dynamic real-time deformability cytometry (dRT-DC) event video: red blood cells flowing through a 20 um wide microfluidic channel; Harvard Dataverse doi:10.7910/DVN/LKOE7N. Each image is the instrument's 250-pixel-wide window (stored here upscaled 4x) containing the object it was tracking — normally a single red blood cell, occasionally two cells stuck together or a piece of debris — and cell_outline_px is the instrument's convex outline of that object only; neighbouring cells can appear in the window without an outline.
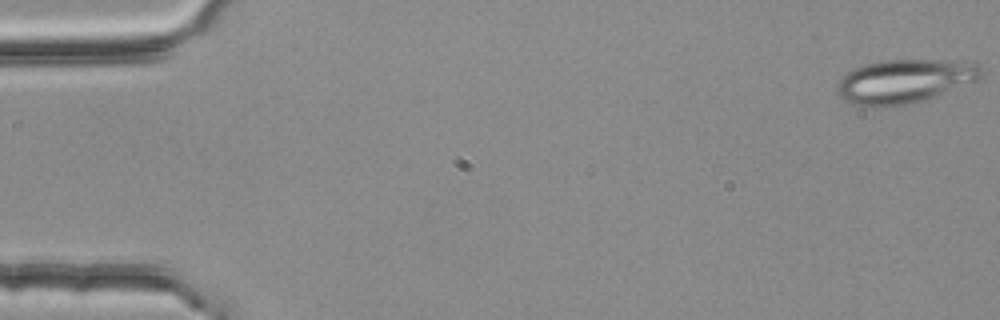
{"species": "common noctule bat (a hibernating species)", "species_latin": "Nyctalus noctula", "temperature_condition": "room temperature", "stored_images_in_passage": 12, "camera_frame_rate_fps": 3000, "um_per_image_px": 0.085, "animal": {"sex": "female", "body_mass_g": 25.1}, "frame": {"image": 1, "passage_image": 1, "time_ms": 0.0, "image_size_px": [1000, 320], "cell_outline_px": [[984, 76], [976, 80], [924, 100], [908, 104], [884, 108], [880, 108], [852, 104], [844, 100], [836, 92], [836, 88], [840, 80], [852, 68], [864, 64], [884, 60], [964, 60], [980, 64], [984, 68]], "centroid_in_image_um": [76.9, 6.9], "position_along_channel_um": 8.1, "area_um2": 37.22}}